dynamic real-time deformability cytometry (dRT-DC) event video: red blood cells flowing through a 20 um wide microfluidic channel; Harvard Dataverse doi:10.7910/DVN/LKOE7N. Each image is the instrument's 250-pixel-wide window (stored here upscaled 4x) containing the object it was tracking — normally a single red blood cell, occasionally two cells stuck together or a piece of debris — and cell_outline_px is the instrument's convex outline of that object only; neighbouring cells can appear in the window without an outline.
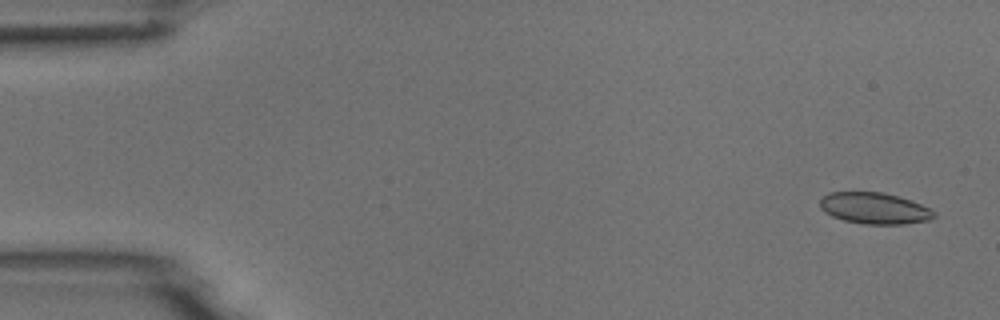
{"species": "common noctule bat (a hibernating species)", "species_latin": "Nyctalus noctula", "temperature_condition": "room temperature", "stored_images_in_passage": 5, "camera_frame_rate_fps": 3000, "um_per_image_px": 0.085, "animal": {"sex": "male", "body_mass_g": 18.8}, "frame": {"image": 1, "passage_image": 1, "time_ms": 0.0, "image_size_px": [1000, 320], "cell_outline_px": [[936, 216], [928, 220], [904, 224], [864, 224], [844, 220], [832, 216], [824, 212], [820, 208], [820, 200], [828, 192], [884, 192], [920, 204], [936, 212]], "centroid_in_image_um": [74.3, 17.7], "position_along_channel_um": 10.7, "area_um2": 20.69}}
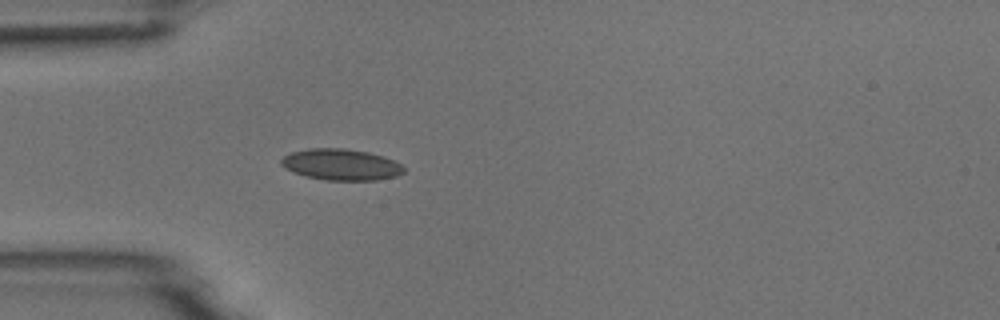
{"frame": {"image": 2, "passage_image": 5, "time_ms": 4.333, "image_size_px": [1000, 320], "cell_outline_px": [[404, 172], [396, 176], [376, 180], [328, 180], [308, 176], [292, 172], [284, 168], [280, 164], [280, 160], [284, 156], [292, 152], [308, 148], [344, 148], [368, 152], [384, 156], [400, 164], [404, 168]], "centroid_in_image_um": [28.97, 13.98], "position_along_channel_um": 56.0, "area_um2": 22.25}}